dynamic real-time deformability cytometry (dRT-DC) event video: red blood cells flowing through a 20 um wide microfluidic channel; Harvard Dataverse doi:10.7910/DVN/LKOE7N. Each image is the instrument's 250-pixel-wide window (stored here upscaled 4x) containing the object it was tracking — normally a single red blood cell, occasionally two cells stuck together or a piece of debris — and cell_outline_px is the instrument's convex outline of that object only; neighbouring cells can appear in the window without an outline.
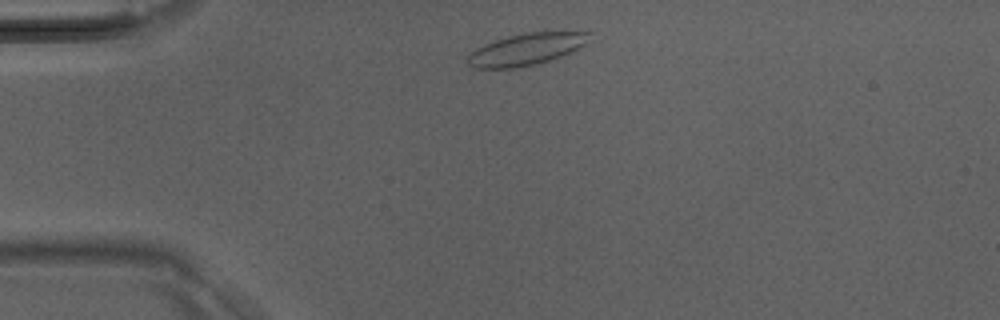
{"species": "Egyptian fruit bat (a non-hibernating species)", "species_latin": "Rousettus aegyptiacus", "temperature_condition": "room temperature", "stored_images_in_passage": 33, "camera_frame_rate_fps": 3000, "um_per_image_px": 0.085, "animal": {"sex": "male"}, "frame": {"image": 1, "passage_image": 2, "time_ms": 0.333, "image_size_px": [1000, 320], "cell_outline_px": [[592, 40], [576, 52], [536, 64], [520, 68], [472, 68], [464, 60], [476, 48], [484, 44], [508, 36], [528, 32], [592, 32]], "centroid_in_image_um": [44.8, 4.2], "position_along_channel_um": 40.2, "area_um2": 23.0}}
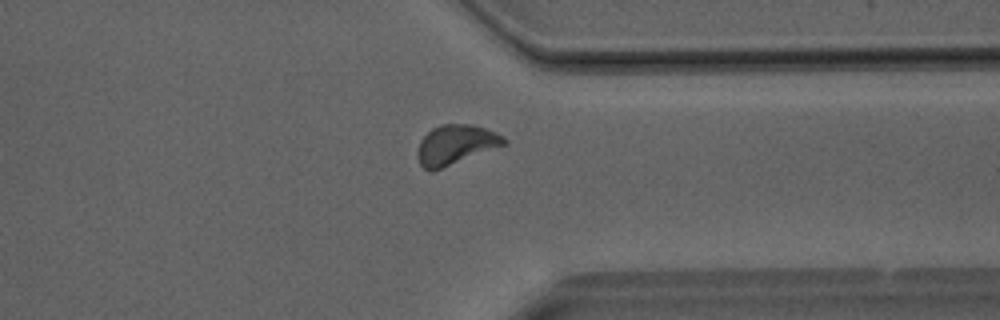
{"frame": {"image": 2, "passage_image": 24, "time_ms": 7.667, "image_size_px": [1000, 320], "cell_outline_px": [[508, 144], [432, 172], [424, 168], [420, 164], [420, 140], [432, 128], [440, 124], [472, 124], [496, 132], [508, 140]], "centroid_in_image_um": [38.79, 12.29], "position_along_channel_um": 372.6, "area_um2": 19.83}}
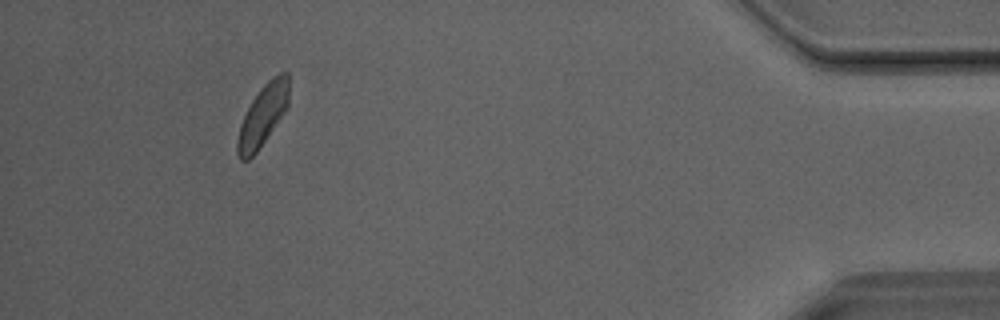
{"frame": {"image": 3, "passage_image": 30, "time_ms": 9.667, "image_size_px": [1000, 320], "cell_outline_px": [[288, 108], [256, 152], [248, 160], [240, 160], [236, 152], [236, 140], [240, 124], [252, 100], [260, 88], [272, 76], [280, 72], [288, 72]], "centroid_in_image_um": [22.33, 9.8], "position_along_channel_um": 412.9, "area_um2": 18.32}}